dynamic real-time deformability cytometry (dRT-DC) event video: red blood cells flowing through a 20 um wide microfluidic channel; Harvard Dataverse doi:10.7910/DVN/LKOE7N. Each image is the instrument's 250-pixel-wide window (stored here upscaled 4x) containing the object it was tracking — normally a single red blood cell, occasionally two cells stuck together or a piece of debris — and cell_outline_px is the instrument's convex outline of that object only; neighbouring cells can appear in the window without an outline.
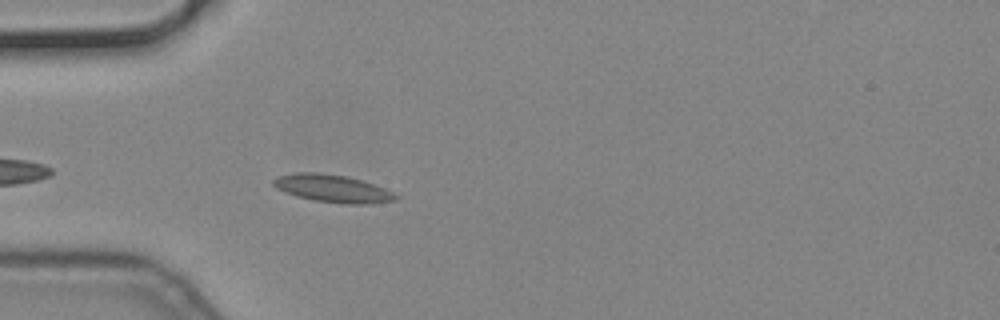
{"species": "common noctule bat (a hibernating species)", "species_latin": "Nyctalus noctula", "temperature_condition": "cold", "stored_images_in_passage": 8, "camera_frame_rate_fps": 3000, "um_per_image_px": 0.085, "animal": {"sex": "male", "body_mass_g": 19.2, "forearm_length_mm": 51.8}, "frame": {"image": 1, "passage_image": 4, "time_ms": 1.0, "image_size_px": [1000, 320], "cell_outline_px": [[400, 196], [396, 200], [372, 204], [344, 204], [316, 200], [296, 196], [284, 192], [276, 188], [272, 184], [272, 180], [276, 176], [296, 172], [316, 172], [348, 176], [384, 188]], "centroid_in_image_um": [28.25, 16.02], "position_along_channel_um": 56.7, "area_um2": 19.77}}
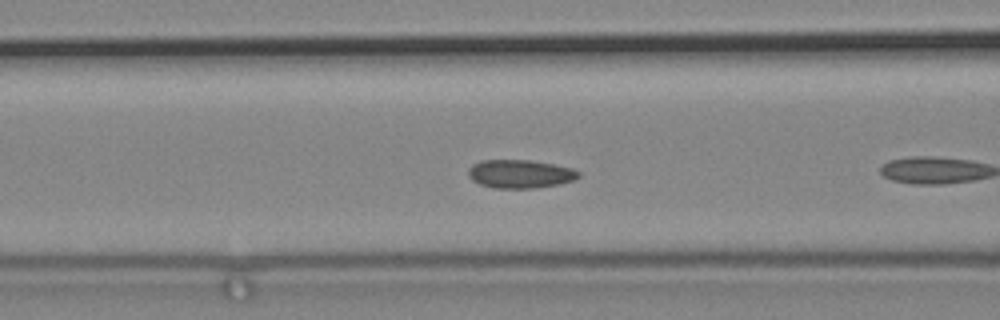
{"frame": {"image": 2, "passage_image": 7, "time_ms": 2.0, "image_size_px": [1000, 320], "cell_outline_px": [[580, 176], [576, 180], [560, 184], [536, 188], [492, 188], [480, 184], [472, 180], [468, 176], [468, 168], [472, 164], [480, 160], [528, 160], [552, 164], [572, 168], [580, 172]], "centroid_in_image_um": [44.2, 14.79], "position_along_channel_um": 122.4, "area_um2": 18.44}}